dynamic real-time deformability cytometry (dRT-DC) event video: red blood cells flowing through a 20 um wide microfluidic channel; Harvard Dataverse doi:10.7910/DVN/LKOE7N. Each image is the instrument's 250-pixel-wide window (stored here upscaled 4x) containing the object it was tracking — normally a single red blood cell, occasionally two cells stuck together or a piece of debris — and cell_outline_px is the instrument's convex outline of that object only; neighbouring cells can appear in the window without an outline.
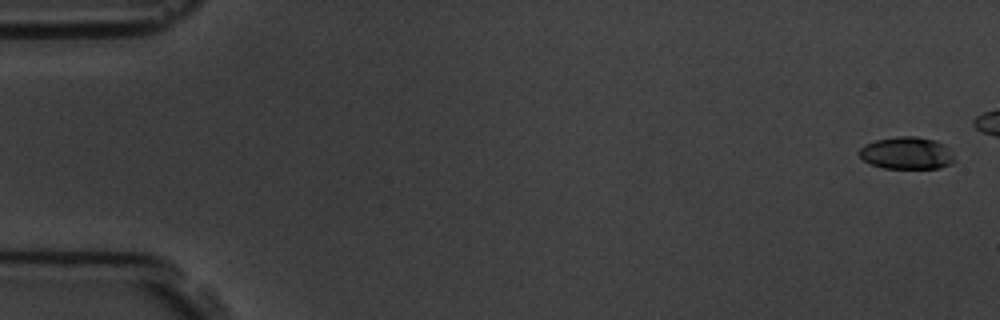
{"species": "common noctule bat (a hibernating species)", "species_latin": "Nyctalus noctula", "temperature_condition": "room temperature", "stored_images_in_passage": 6, "camera_frame_rate_fps": 3000, "um_per_image_px": 0.085, "animal": {"sex": "male", "body_mass_g": 19.5, "forearm_length_mm": 54.6}, "frame": {"image": 1, "passage_image": 1, "time_ms": 0.0, "image_size_px": [1000, 320], "cell_outline_px": [[956, 160], [940, 168], [884, 168], [872, 164], [864, 160], [856, 152], [864, 144], [876, 140], [896, 136], [916, 136], [936, 140], [944, 144], [952, 152]], "centroid_in_image_um": [77.07, 13.0], "position_along_channel_um": 7.9, "area_um2": 18.03}}
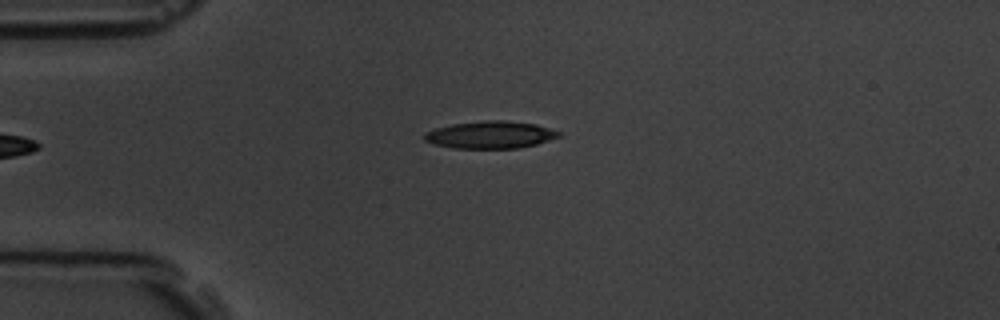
{"frame": {"image": 2, "passage_image": 6, "time_ms": 6.333, "image_size_px": [1000, 320], "cell_outline_px": [[560, 136], [536, 144], [520, 148], [452, 148], [436, 144], [424, 140], [424, 132], [436, 128], [452, 124], [484, 120], [504, 120], [536, 124], [560, 132]], "centroid_in_image_um": [41.66, 11.45], "position_along_channel_um": 43.3, "area_um2": 21.27}}